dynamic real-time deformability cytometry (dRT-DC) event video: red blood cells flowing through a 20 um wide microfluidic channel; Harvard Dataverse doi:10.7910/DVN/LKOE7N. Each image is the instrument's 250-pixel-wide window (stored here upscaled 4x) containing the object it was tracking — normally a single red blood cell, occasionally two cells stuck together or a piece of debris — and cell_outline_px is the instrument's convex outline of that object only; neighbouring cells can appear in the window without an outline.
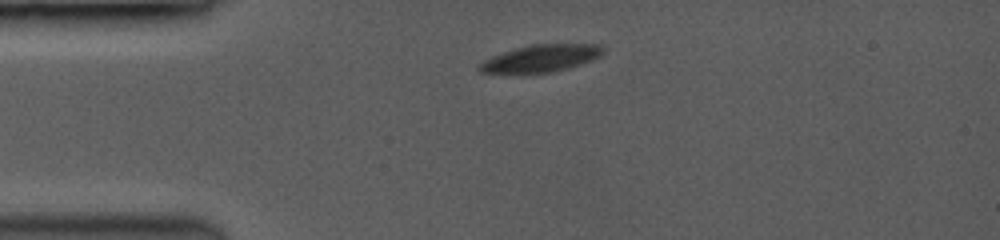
{"species": "common noctule bat (a hibernating species)", "species_latin": "Nyctalus noctula", "temperature_condition": "room temperature", "stored_images_in_passage": 44, "camera_frame_rate_fps": 3500, "um_per_image_px": 0.085, "animal": {"sex": "female", "body_mass_g": 19.0, "forearm_length_mm": 53.3}, "frame": {"image": 1, "passage_image": 1, "time_ms": 0.0, "image_size_px": [1000, 240], "cell_outline_px": [[600, 52], [596, 56], [588, 60], [564, 68], [548, 72], [480, 72], [480, 64], [484, 60], [504, 52], [516, 48], [532, 44], [596, 44], [600, 48]], "centroid_in_image_um": [45.9, 4.93], "position_along_channel_um": 39.1, "area_um2": 18.26}}
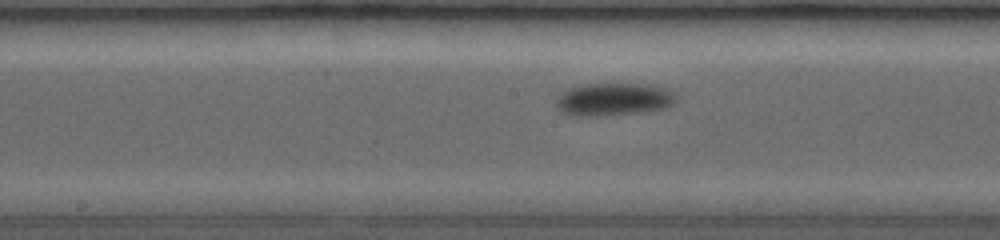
{"frame": {"image": 2, "passage_image": 18, "time_ms": 4.857, "image_size_px": [1000, 240], "cell_outline_px": [[672, 100], [668, 104], [660, 108], [632, 112], [580, 116], [564, 112], [560, 108], [560, 100], [564, 92], [572, 88], [584, 84], [640, 84], [660, 88], [672, 96]], "centroid_in_image_um": [52.07, 8.42], "position_along_channel_um": 196.1, "area_um2": 20.69}}
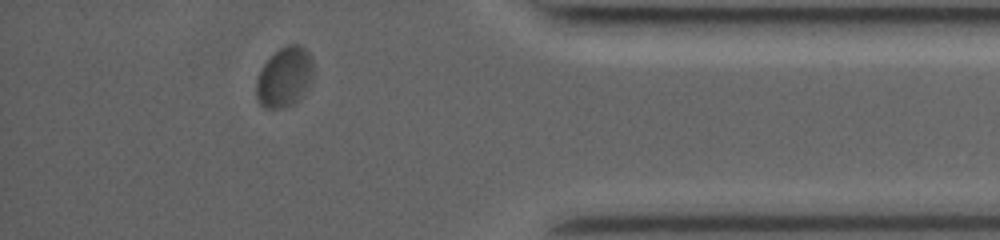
{"frame": {"image": 3, "passage_image": 39, "time_ms": 10.857, "image_size_px": [1000, 240], "cell_outline_px": [[312, 76], [308, 88], [300, 100], [292, 104], [280, 108], [264, 108], [260, 104], [256, 96], [256, 80], [264, 64], [284, 44], [296, 44], [304, 48], [308, 52], [312, 60]], "centroid_in_image_um": [24.18, 6.57], "position_along_channel_um": 411.0, "area_um2": 19.83}, "authors_computed_cell_mechanics": {"area_um2": 20.2878, "velocity_mm_per_s": 3.846, "shape_relaxation_time_tau1_ms": 2.0438, "shape_relaxation_time_tau2_ms": null, "deformation_change_tau1": 0.0694, "deformation_change_tau2": null}}